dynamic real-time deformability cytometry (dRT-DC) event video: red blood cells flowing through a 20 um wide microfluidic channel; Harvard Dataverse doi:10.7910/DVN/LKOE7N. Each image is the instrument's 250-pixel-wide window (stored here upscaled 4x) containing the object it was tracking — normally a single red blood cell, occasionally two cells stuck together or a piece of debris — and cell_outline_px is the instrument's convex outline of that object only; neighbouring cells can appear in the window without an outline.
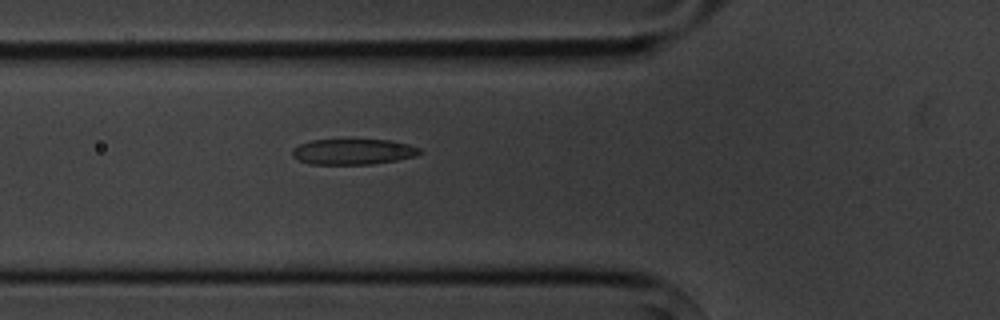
{"species": "common noctule bat (a hibernating species)", "species_latin": "Nyctalus noctula", "temperature_condition": "cold", "stored_images_in_passage": 6, "camera_frame_rate_fps": 3000, "um_per_image_px": 0.085, "animal": {"sex": "male", "body_mass_g": 20.1, "forearm_length_mm": 53.5}, "frame": {"image": 1, "passage_image": 6, "time_ms": 5.667, "image_size_px": [1000, 320], "cell_outline_px": [[424, 152], [416, 156], [396, 160], [372, 164], [312, 164], [300, 160], [292, 156], [292, 148], [300, 144], [312, 140], [392, 140], [408, 144], [420, 148]], "centroid_in_image_um": [30.05, 12.89], "position_along_channel_um": 95.8, "area_um2": 19.02}}